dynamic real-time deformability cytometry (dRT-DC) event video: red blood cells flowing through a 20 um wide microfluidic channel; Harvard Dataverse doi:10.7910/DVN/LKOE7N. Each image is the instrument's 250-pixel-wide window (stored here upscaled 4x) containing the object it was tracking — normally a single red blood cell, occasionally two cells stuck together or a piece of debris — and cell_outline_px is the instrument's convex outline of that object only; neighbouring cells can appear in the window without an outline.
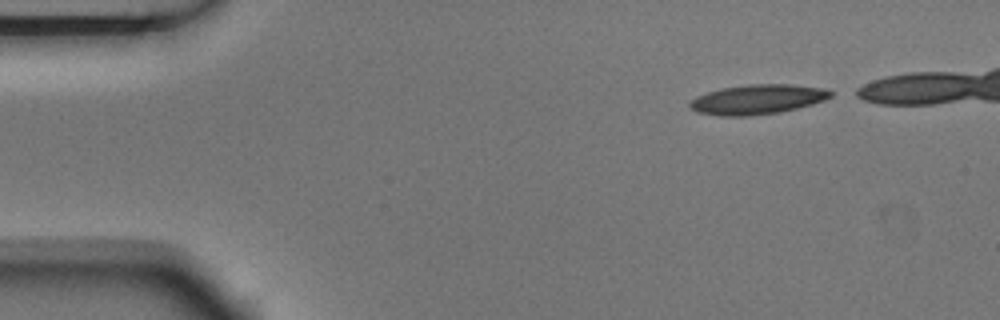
{"species": "Egyptian fruit bat (a non-hibernating species)", "species_latin": "Rousettus aegyptiacus", "temperature_condition": "room temperature", "stored_images_in_passage": 5, "camera_frame_rate_fps": 3000, "um_per_image_px": 0.085, "animal": {"sex": "male"}, "frame": {"image": 1, "passage_image": 1, "time_ms": 0.0, "image_size_px": [1000, 320], "cell_outline_px": [[832, 96], [824, 100], [812, 104], [780, 112], [748, 116], [720, 116], [700, 112], [692, 108], [688, 104], [696, 96], [720, 88], [748, 84], [792, 84], [824, 88], [832, 92]], "centroid_in_image_um": [64.4, 8.44], "position_along_channel_um": 20.6, "area_um2": 24.28}}
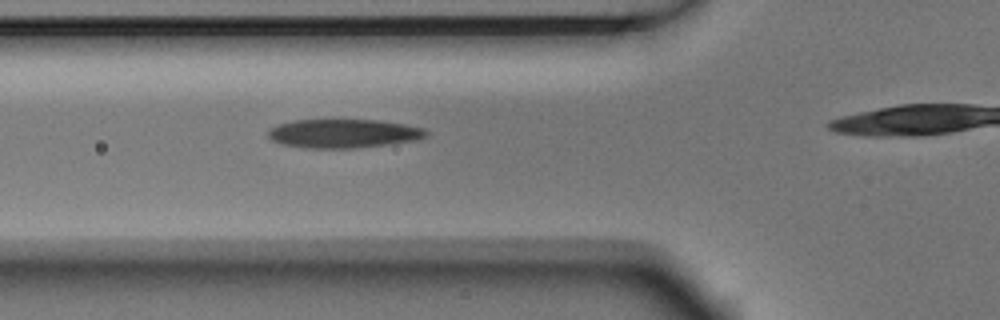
{"frame": {"image": 2, "passage_image": 4, "time_ms": 1.0, "image_size_px": [1000, 320], "cell_outline_px": [[428, 136], [416, 140], [356, 148], [308, 148], [284, 144], [272, 140], [268, 136], [268, 128], [276, 124], [292, 120], [380, 120], [404, 124], [424, 128], [428, 132]], "centroid_in_image_um": [29.18, 11.34], "position_along_channel_um": 96.6, "area_um2": 26.53}}